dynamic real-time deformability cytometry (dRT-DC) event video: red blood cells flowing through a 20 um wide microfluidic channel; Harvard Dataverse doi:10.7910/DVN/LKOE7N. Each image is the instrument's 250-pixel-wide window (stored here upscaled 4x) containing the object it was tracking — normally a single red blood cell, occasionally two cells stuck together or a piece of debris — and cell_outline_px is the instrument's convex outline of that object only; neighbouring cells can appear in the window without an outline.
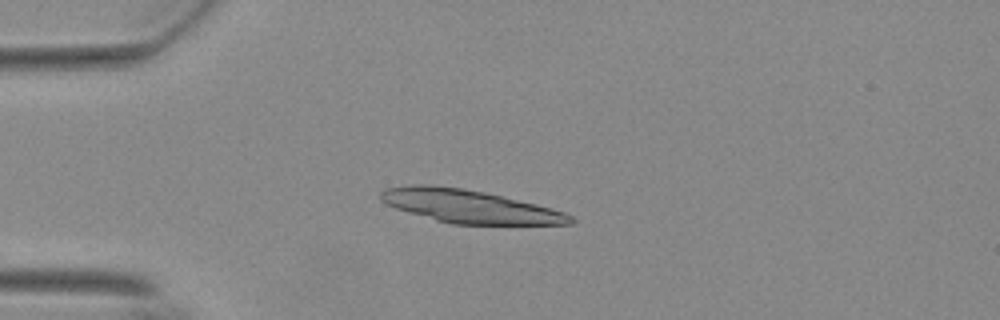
{"species": "Egyptian fruit bat (a non-hibernating species)", "species_latin": "Rousettus aegyptiacus", "temperature_condition": "warm", "stored_images_in_passage": 5, "camera_frame_rate_fps": 3000, "um_per_image_px": 0.085, "animal": {"sex": "female"}, "frame": {"image": 1, "passage_image": 1, "time_ms": 0.0, "image_size_px": [1000, 320], "cell_outline_px": [[576, 220], [572, 224], [452, 224], [436, 220], [396, 208], [380, 200], [380, 192], [384, 188], [408, 184], [432, 184], [460, 188], [484, 192], [536, 204], [564, 212], [572, 216]], "centroid_in_image_um": [39.87, 17.53], "position_along_channel_um": 45.1, "area_um2": 36.36}}